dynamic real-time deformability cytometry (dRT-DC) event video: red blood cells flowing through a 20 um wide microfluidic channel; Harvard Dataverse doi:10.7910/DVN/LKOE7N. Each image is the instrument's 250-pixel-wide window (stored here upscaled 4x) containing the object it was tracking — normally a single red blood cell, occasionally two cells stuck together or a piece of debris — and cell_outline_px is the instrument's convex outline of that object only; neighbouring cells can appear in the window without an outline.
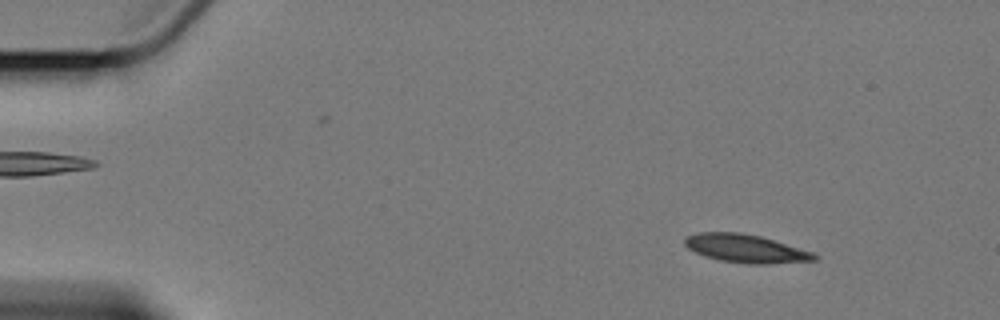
{"species": "Egyptian fruit bat (a non-hibernating species)", "species_latin": "Rousettus aegyptiacus", "temperature_condition": "cold", "stored_images_in_passage": 7, "camera_frame_rate_fps": 3000, "um_per_image_px": 0.085, "animal": {"sex": "female"}, "frame": {"image": 1, "passage_image": 2, "time_ms": 1.333, "image_size_px": [1000, 320], "cell_outline_px": [[820, 256], [816, 260], [764, 264], [748, 264], [720, 260], [704, 256], [688, 248], [684, 244], [684, 240], [688, 236], [700, 232], [736, 232], [760, 236], [812, 252]], "centroid_in_image_um": [63.38, 21.13], "position_along_channel_um": 21.6, "area_um2": 21.04}}
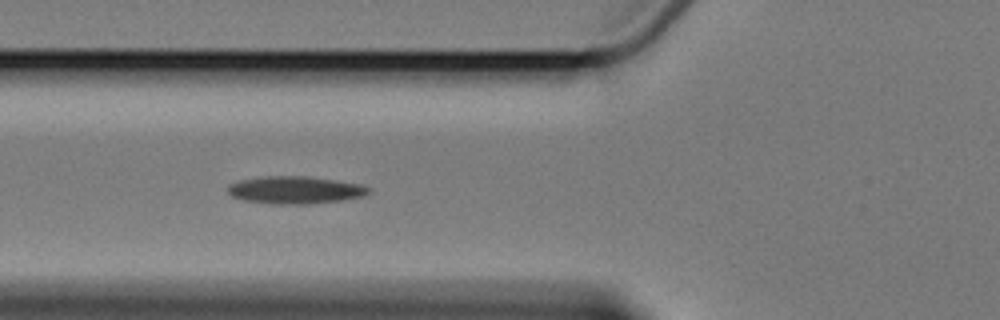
{"frame": {"image": 2, "passage_image": 6, "time_ms": 6.333, "image_size_px": [1000, 320], "cell_outline_px": [[372, 192], [364, 196], [340, 200], [308, 204], [272, 204], [240, 200], [232, 196], [228, 192], [228, 184], [240, 180], [264, 176], [304, 176], [360, 184], [372, 188]], "centroid_in_image_um": [25.07, 16.16], "position_along_channel_um": 100.7, "area_um2": 22.6}}
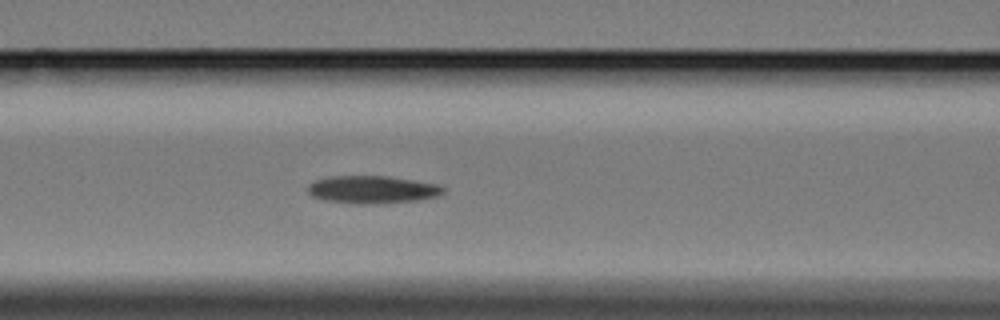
{"frame": {"image": 3, "passage_image": 7, "time_ms": 7.333, "image_size_px": [1000, 320], "cell_outline_px": [[444, 192], [440, 196], [416, 200], [376, 204], [352, 204], [324, 200], [312, 196], [308, 192], [308, 184], [316, 180], [328, 176], [388, 176], [436, 184], [444, 188]], "centroid_in_image_um": [31.61, 16.12], "position_along_channel_um": 135.0, "area_um2": 21.91}}